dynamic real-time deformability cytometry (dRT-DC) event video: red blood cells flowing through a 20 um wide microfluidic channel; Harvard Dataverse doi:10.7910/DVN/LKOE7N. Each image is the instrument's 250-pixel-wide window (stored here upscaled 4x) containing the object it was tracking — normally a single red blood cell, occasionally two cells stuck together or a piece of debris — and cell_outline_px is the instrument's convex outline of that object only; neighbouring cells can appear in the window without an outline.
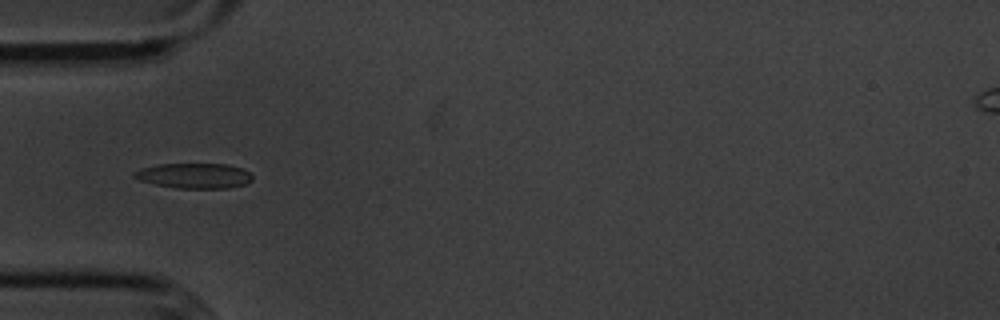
{"species": "common noctule bat (a hibernating species)", "species_latin": "Nyctalus noctula", "temperature_condition": "cold", "stored_images_in_passage": 42, "camera_frame_rate_fps": 3000, "um_per_image_px": 0.085, "animal": {"sex": "male", "body_mass_g": 20.1, "forearm_length_mm": 53.5}, "frame": {"image": 1, "passage_image": 4, "time_ms": 1.0, "image_size_px": [1000, 320], "cell_outline_px": [[252, 180], [244, 184], [228, 188], [176, 188], [156, 184], [140, 180], [132, 176], [132, 172], [140, 168], [160, 164], [228, 164], [244, 168], [252, 176]], "centroid_in_image_um": [16.5, 14.93], "position_along_channel_um": 68.5, "area_um2": 17.34}}
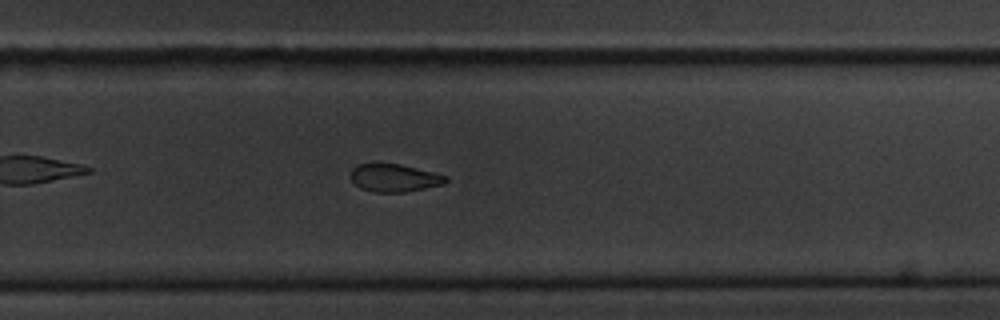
{"frame": {"image": 2, "passage_image": 23, "time_ms": 7.333, "image_size_px": [1000, 320], "cell_outline_px": [[448, 180], [444, 184], [404, 192], [372, 192], [360, 188], [352, 180], [352, 168], [356, 164], [372, 160], [376, 160], [400, 164], [448, 176]], "centroid_in_image_um": [33.45, 15.07], "position_along_channel_um": 296.3, "area_um2": 15.9}}
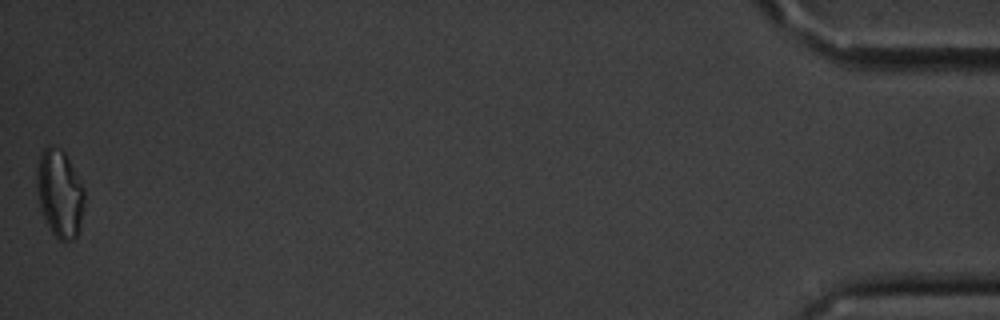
{"frame": {"image": 3, "passage_image": 42, "time_ms": 13.667, "image_size_px": [1000, 320], "cell_outline_px": [[84, 204], [76, 236], [72, 240], [60, 240], [52, 232], [40, 208], [36, 188], [36, 168], [40, 156], [44, 148], [48, 144], [60, 148], [64, 152], [84, 188]], "centroid_in_image_um": [5.05, 16.4], "position_along_channel_um": 430.2, "area_um2": 23.99}, "authors_computed_cell_mechanics": {"area_um2": 17.3111, "velocity_mm_per_s": 3.5925, "shape_relaxation_time_tau1_ms": 3.068, "shape_relaxation_time_tau2_ms": null, "deformation_change_tau1": 0.1117, "deformation_change_tau2": null}}